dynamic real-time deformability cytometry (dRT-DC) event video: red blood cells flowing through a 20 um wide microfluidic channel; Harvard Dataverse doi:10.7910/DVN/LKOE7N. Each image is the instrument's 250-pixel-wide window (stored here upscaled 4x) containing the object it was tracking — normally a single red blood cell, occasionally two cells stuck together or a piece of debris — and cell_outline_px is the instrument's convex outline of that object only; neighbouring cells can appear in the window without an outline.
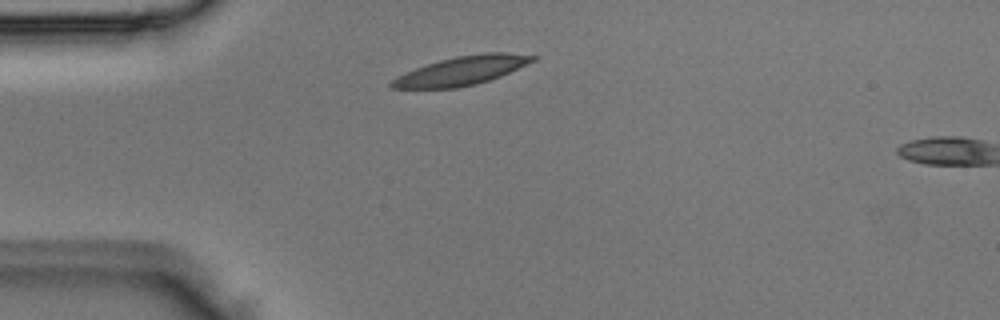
{"species": "Egyptian fruit bat (a non-hibernating species)", "species_latin": "Rousettus aegyptiacus", "temperature_condition": "room temperature", "stored_images_in_passage": 2, "segment_of_instrument_passage": [1, 2], "camera_frame_rate_fps": 3000, "um_per_image_px": 0.085, "animal": {"sex": "male"}, "frame": {"image": 1, "passage_image": 1, "time_ms": 0.0, "image_size_px": [1000, 320], "cell_outline_px": [[540, 56], [536, 60], [500, 76], [476, 84], [456, 88], [392, 88], [388, 84], [396, 76], [416, 68], [440, 60], [456, 56], [484, 52], [508, 52]], "centroid_in_image_um": [39.27, 5.99], "position_along_channel_um": 45.7, "area_um2": 23.58}}